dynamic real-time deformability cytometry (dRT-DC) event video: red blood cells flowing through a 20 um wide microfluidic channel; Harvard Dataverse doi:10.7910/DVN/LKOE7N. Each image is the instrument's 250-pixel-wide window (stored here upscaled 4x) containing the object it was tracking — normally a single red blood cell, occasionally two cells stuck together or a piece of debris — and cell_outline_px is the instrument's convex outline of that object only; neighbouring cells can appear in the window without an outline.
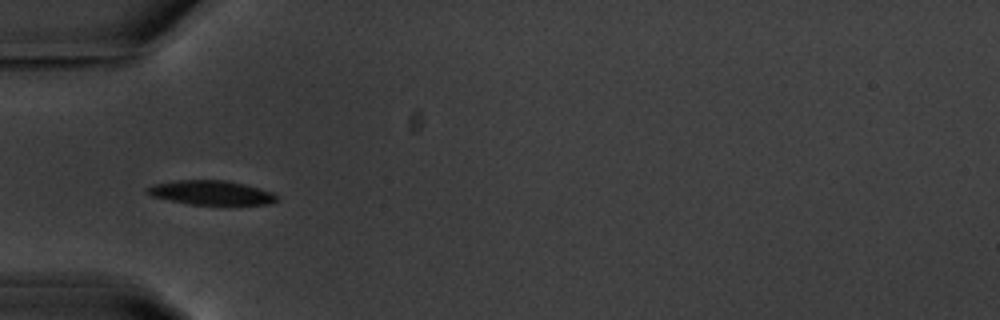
{"species": "common noctule bat (a hibernating species)", "species_latin": "Nyctalus noctula", "temperature_condition": "warm", "stored_images_in_passage": 17, "camera_frame_rate_fps": 3000, "um_per_image_px": 0.085, "animal": {"sex": "male", "body_mass_g": 20.1, "forearm_length_mm": 53.5}, "frame": {"image": 1, "passage_image": 1, "time_ms": 0.0, "image_size_px": [1000, 320], "cell_outline_px": [[280, 196], [276, 200], [268, 204], [232, 208], [188, 204], [152, 196], [144, 192], [144, 188], [152, 184], [176, 180], [228, 180], [244, 184], [272, 192]], "centroid_in_image_um": [17.99, 16.43], "position_along_channel_um": 67.0, "area_um2": 19.48}}